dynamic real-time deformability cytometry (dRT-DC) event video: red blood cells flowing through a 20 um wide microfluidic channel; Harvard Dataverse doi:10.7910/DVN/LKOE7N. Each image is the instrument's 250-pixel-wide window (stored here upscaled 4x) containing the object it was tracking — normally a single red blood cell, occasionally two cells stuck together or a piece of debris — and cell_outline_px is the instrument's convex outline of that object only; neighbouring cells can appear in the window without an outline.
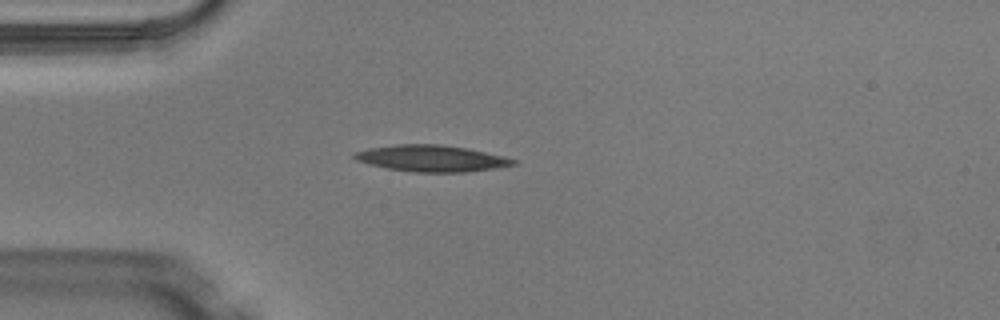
{"species": "Egyptian fruit bat (a non-hibernating species)", "species_latin": "Rousettus aegyptiacus", "temperature_condition": "warm", "stored_images_in_passage": 3, "camera_frame_rate_fps": 3000, "um_per_image_px": 0.085, "animal": {"sex": "male"}, "frame": {"image": 1, "passage_image": 3, "time_ms": 0.667, "image_size_px": [1000, 320], "cell_outline_px": [[516, 164], [496, 168], [464, 172], [416, 172], [388, 168], [356, 160], [352, 156], [352, 152], [368, 148], [396, 144], [440, 144], [464, 148], [504, 156], [516, 160]], "centroid_in_image_um": [36.65, 13.45], "position_along_channel_um": 48.4, "area_um2": 24.22}}